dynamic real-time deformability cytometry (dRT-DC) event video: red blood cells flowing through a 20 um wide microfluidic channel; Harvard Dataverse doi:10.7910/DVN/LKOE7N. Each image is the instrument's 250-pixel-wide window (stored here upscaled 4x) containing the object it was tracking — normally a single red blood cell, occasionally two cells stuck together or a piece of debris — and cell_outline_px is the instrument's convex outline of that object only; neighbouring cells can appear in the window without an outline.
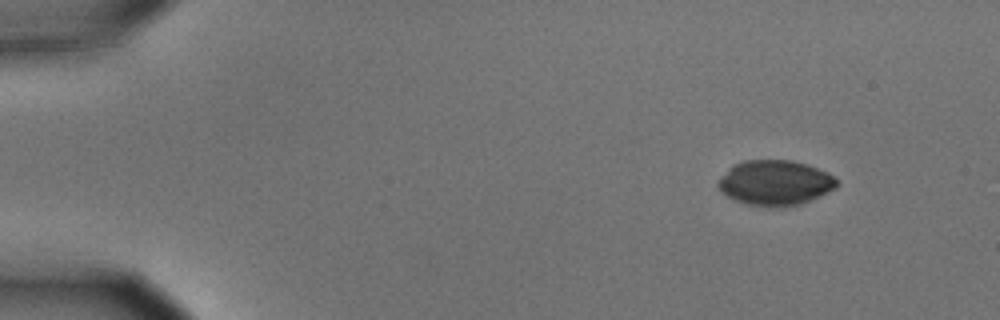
{"species": "common noctule bat (a hibernating species)", "species_latin": "Nyctalus noctula", "temperature_condition": "cold", "stored_images_in_passage": 4, "camera_frame_rate_fps": 3000, "um_per_image_px": 0.085, "animal": {"sex": "male", "body_mass_g": 15.6}, "frame": {"image": 1, "passage_image": 1, "time_ms": 0.0, "image_size_px": [1000, 320], "cell_outline_px": [[840, 184], [836, 188], [800, 204], [772, 208], [744, 204], [720, 192], [716, 184], [728, 168], [732, 164], [744, 160], [792, 160], [808, 164], [828, 172], [840, 180]], "centroid_in_image_um": [65.89, 15.53], "position_along_channel_um": 19.1, "area_um2": 31.62}}
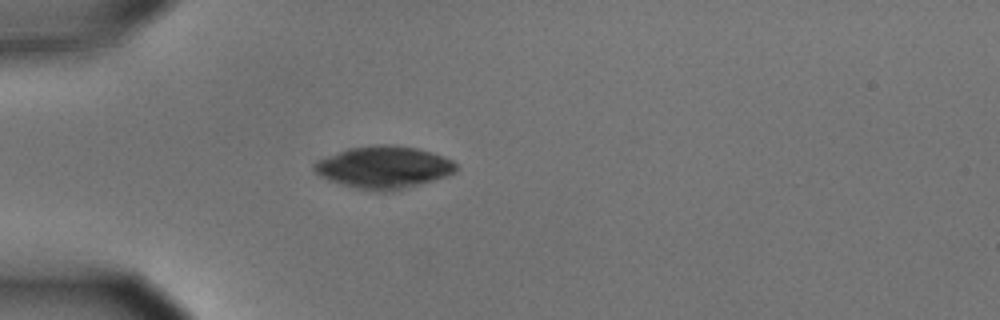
{"frame": {"image": 2, "passage_image": 4, "time_ms": 1.0, "image_size_px": [1000, 320], "cell_outline_px": [[460, 168], [456, 172], [448, 176], [384, 192], [376, 192], [356, 188], [328, 180], [320, 176], [312, 168], [312, 164], [316, 160], [348, 148], [376, 144], [392, 144], [416, 148], [432, 152], [444, 156], [452, 160]], "centroid_in_image_um": [32.61, 14.2], "position_along_channel_um": 52.4, "area_um2": 34.97}}